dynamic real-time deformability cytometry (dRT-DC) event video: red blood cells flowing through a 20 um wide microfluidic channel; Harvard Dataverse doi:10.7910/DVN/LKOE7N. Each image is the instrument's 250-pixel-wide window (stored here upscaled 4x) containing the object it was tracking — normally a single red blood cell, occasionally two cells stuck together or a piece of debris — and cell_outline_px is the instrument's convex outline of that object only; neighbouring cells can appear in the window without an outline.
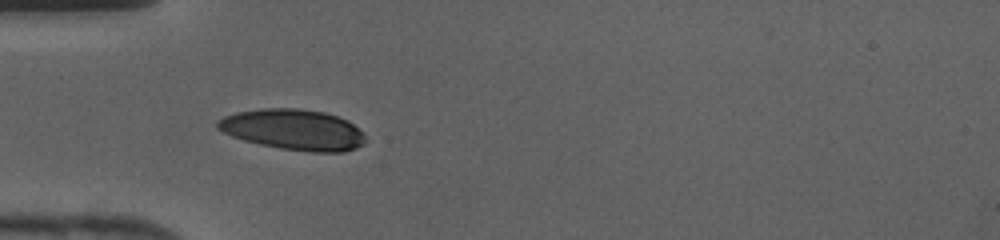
{"species": "human", "species_latin": "Homo sapiens", "temperature_condition": "cold", "stored_images_in_passage": 30, "camera_frame_rate_fps": 3000, "um_per_image_px": 0.085, "donor": {"sex": "female"}, "frame": {"image": 1, "passage_image": 1, "time_ms": 0.0, "image_size_px": [1000, 240], "cell_outline_px": [[364, 144], [356, 148], [344, 152], [312, 152], [280, 148], [260, 144], [244, 140], [232, 136], [216, 128], [216, 120], [224, 116], [236, 112], [264, 108], [300, 108], [324, 112], [348, 120], [364, 132]], "centroid_in_image_um": [24.94, 11.01], "position_along_channel_um": 60.1, "area_um2": 35.2}}
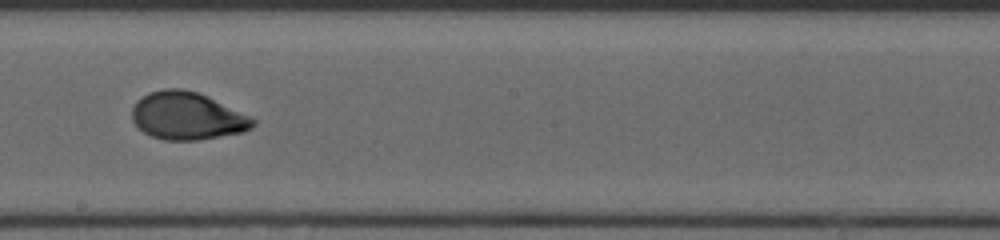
{"frame": {"image": 2, "passage_image": 12, "time_ms": 3.667, "image_size_px": [1000, 240], "cell_outline_px": [[256, 124], [252, 128], [244, 132], [200, 140], [164, 140], [152, 136], [144, 132], [132, 120], [132, 108], [136, 100], [148, 92], [164, 88], [184, 88], [208, 96], [256, 120]], "centroid_in_image_um": [15.89, 9.85], "position_along_channel_um": 232.3, "area_um2": 33.58}}
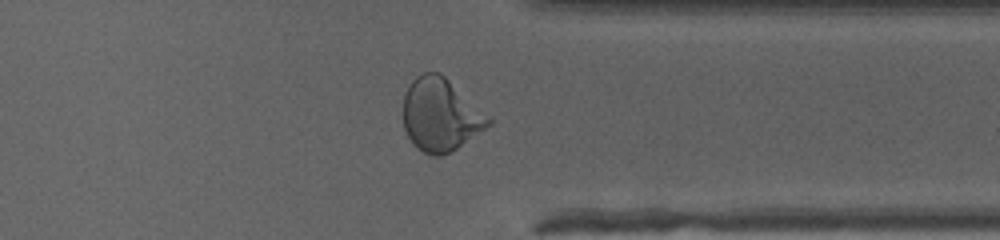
{"frame": {"image": 3, "passage_image": 21, "time_ms": 6.667, "image_size_px": [1000, 240], "cell_outline_px": [[492, 124], [452, 152], [440, 156], [432, 156], [416, 148], [412, 144], [404, 128], [404, 92], [412, 80], [416, 76], [424, 72], [440, 72], [492, 120]], "centroid_in_image_um": [37.42, 9.78], "position_along_channel_um": 374.0, "area_um2": 36.01}}